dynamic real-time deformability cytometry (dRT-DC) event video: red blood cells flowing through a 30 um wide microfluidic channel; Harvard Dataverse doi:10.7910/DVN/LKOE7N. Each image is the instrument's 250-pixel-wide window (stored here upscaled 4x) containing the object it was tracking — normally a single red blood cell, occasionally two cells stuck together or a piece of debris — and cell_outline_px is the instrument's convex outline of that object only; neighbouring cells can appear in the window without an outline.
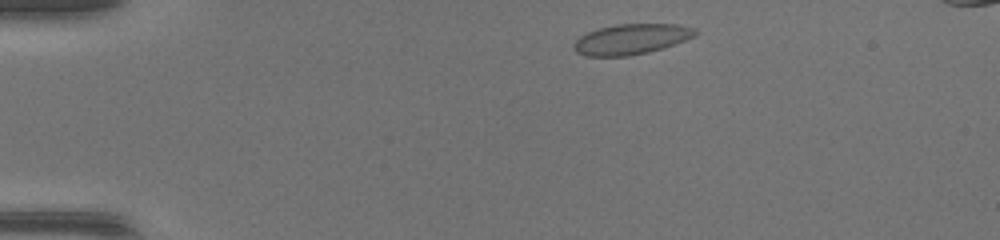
{"species": "common noctule bat (a hibernating species)", "species_latin": "Nyctalus noctula", "temperature_condition": "warm", "stored_images_in_passage": 40, "camera_frame_rate_fps": 3000, "um_per_image_px": 0.085, "animal": {"sex": "female", "body_mass_g": 17.0, "forearm_length_mm": 48.0}, "frame": {"image": 1, "passage_image": 2, "time_ms": 0.333, "image_size_px": [1000, 240], "cell_outline_px": [[696, 32], [692, 36], [684, 40], [648, 52], [628, 56], [588, 56], [576, 52], [572, 48], [572, 44], [580, 36], [588, 32], [600, 28], [616, 24], [676, 24], [696, 28]], "centroid_in_image_um": [53.59, 3.33], "position_along_channel_um": 31.4, "area_um2": 21.21}}
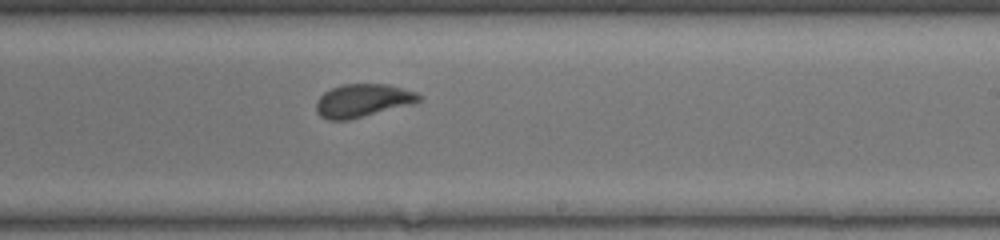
{"frame": {"image": 2, "passage_image": 22, "time_ms": 7.0, "image_size_px": [1000, 240], "cell_outline_px": [[420, 100], [348, 120], [328, 120], [320, 116], [316, 112], [316, 100], [324, 92], [332, 88], [344, 84], [388, 84], [416, 92], [420, 96]], "centroid_in_image_um": [30.73, 8.53], "position_along_channel_um": 258.3, "area_um2": 19.25}}
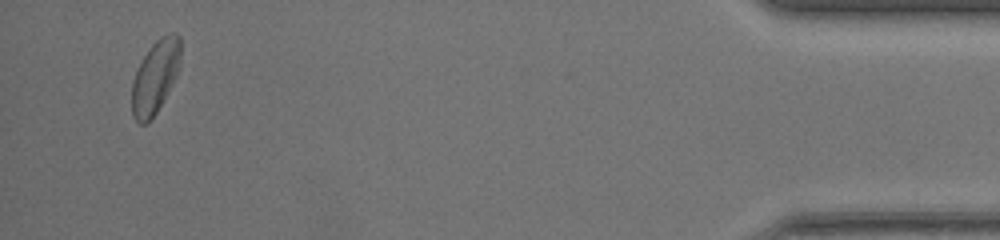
{"frame": {"image": 3, "passage_image": 38, "time_ms": 12.333, "image_size_px": [1000, 240], "cell_outline_px": [[180, 64], [156, 112], [144, 124], [140, 124], [132, 116], [132, 84], [136, 72], [144, 56], [152, 44], [160, 36], [172, 32], [176, 32], [180, 36]], "centroid_in_image_um": [13.18, 6.47], "position_along_channel_um": 422.0, "area_um2": 20.0}}